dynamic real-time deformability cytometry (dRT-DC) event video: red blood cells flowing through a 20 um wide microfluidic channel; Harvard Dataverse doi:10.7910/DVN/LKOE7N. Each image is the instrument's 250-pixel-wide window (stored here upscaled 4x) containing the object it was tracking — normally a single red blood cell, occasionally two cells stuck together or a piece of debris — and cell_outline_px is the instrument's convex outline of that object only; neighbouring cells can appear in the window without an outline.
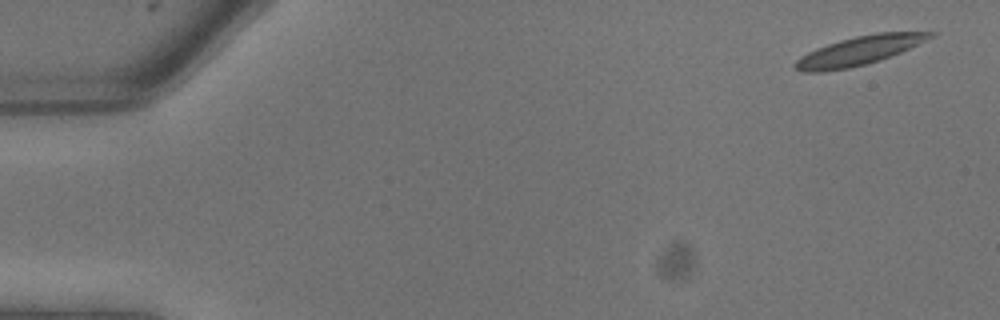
{"species": "common noctule bat (a hibernating species)", "species_latin": "Nyctalus noctula", "temperature_condition": "warm", "stored_images_in_passage": 3, "camera_frame_rate_fps": 3000, "um_per_image_px": 0.085, "animal": {"sex": "male", "body_mass_g": 13.3}, "frame": {"image": 1, "passage_image": 1, "time_ms": 0.0, "image_size_px": [1000, 320], "cell_outline_px": [[936, 36], [900, 52], [880, 60], [848, 68], [824, 72], [800, 72], [792, 68], [792, 64], [800, 56], [816, 48], [840, 40], [856, 36], [876, 32], [936, 32]], "centroid_in_image_um": [72.97, 4.32], "position_along_channel_um": 12.0, "area_um2": 22.72}}